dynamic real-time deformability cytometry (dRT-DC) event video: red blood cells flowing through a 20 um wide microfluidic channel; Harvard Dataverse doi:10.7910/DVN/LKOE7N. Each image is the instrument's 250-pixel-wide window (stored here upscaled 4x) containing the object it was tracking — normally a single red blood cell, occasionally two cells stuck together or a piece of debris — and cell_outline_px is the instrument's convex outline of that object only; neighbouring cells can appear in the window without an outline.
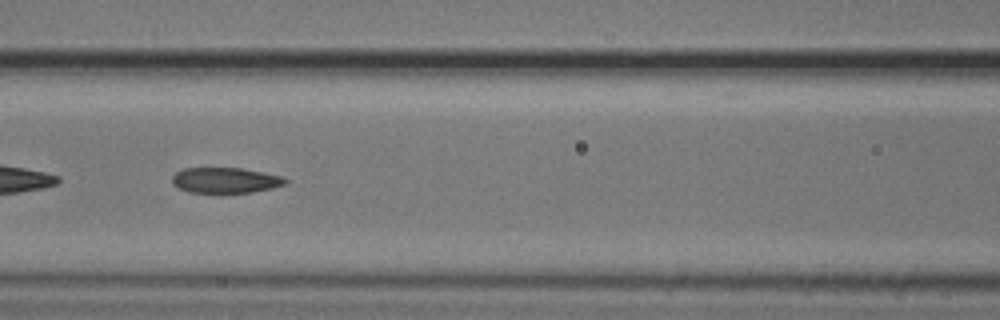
{"species": "common noctule bat (a hibernating species)", "species_latin": "Nyctalus noctula", "temperature_condition": "cold", "stored_images_in_passage": 51, "camera_frame_rate_fps": 3000, "um_per_image_px": 0.085, "animal": {"sex": "male", "body_mass_g": 20.5, "forearm_length_mm": 52.5}, "frame": {"image": 1, "passage_image": 20, "time_ms": 6.333, "image_size_px": [1000, 320], "cell_outline_px": [[288, 180], [284, 184], [272, 188], [252, 192], [220, 196], [188, 192], [172, 184], [172, 176], [176, 172], [184, 168], [240, 168], [280, 176]], "centroid_in_image_um": [19.09, 15.38], "position_along_channel_um": 147.5, "area_um2": 17.46}}
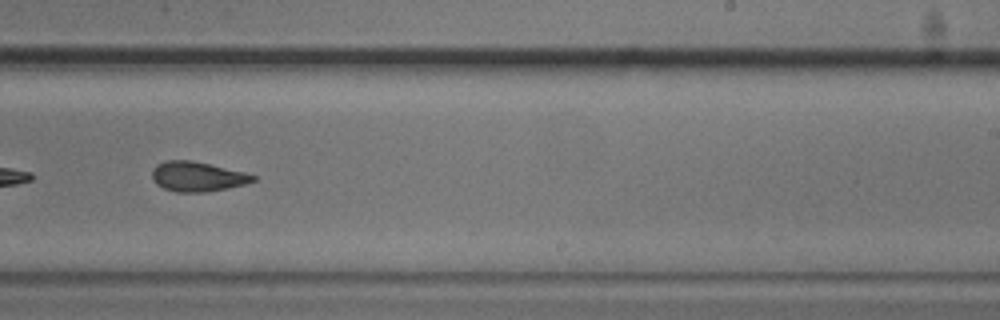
{"frame": {"image": 2, "passage_image": 30, "time_ms": 9.667, "image_size_px": [1000, 320], "cell_outline_px": [[256, 180], [244, 184], [228, 188], [208, 192], [176, 192], [164, 188], [156, 184], [152, 180], [152, 168], [156, 164], [164, 160], [192, 160], [244, 172], [256, 176]], "centroid_in_image_um": [16.74, 15.0], "position_along_channel_um": 272.3, "area_um2": 17.63}}
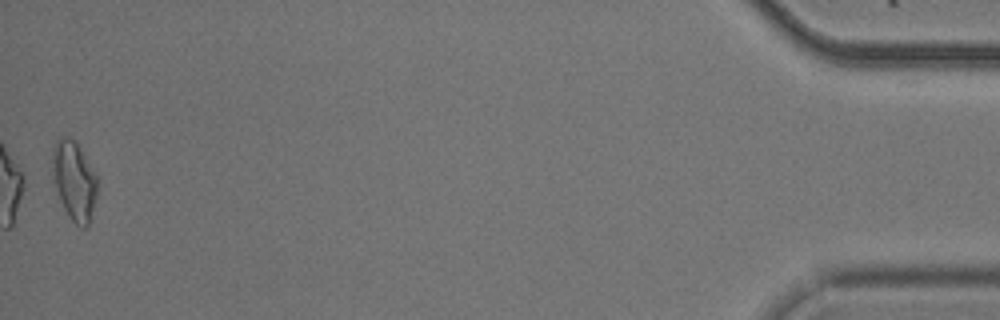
{"frame": {"image": 3, "passage_image": 50, "time_ms": 16.333, "image_size_px": [1000, 320], "cell_outline_px": [[96, 200], [88, 228], [80, 228], [68, 216], [60, 200], [52, 180], [52, 148], [56, 140], [60, 136], [68, 136], [76, 140], [96, 172]], "centroid_in_image_um": [6.29, 15.33], "position_along_channel_um": 428.9, "area_um2": 21.27}, "authors_computed_cell_mechanics": {"area_um2": 18.2648, "velocity_mm_per_s": 3.751, "shape_relaxation_time_tau1_ms": 9.4915, "shape_relaxation_time_tau2_ms": 2.5642, "deformation_change_tau1": 0.1749, "deformation_change_tau2": 0.0833}}